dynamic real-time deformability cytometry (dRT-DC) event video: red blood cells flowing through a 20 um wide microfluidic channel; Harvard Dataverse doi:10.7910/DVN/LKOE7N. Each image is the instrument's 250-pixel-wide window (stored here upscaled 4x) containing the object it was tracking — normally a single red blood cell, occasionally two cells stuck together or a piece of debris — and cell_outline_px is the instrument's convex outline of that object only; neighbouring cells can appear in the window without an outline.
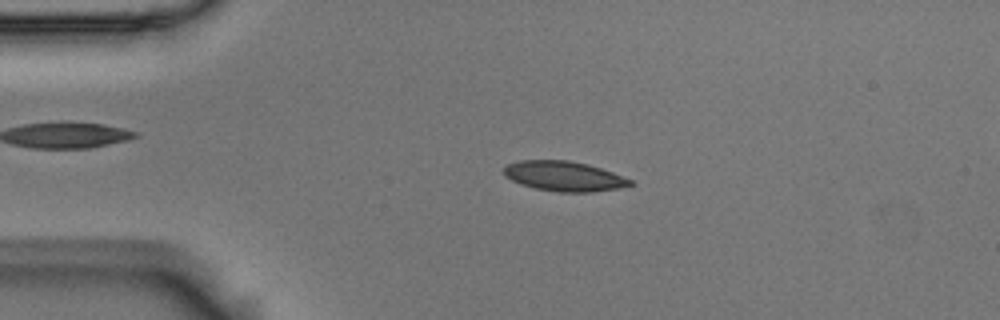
{"species": "Egyptian fruit bat (a non-hibernating species)", "species_latin": "Rousettus aegyptiacus", "temperature_condition": "room temperature", "stored_images_in_passage": 55, "camera_frame_rate_fps": 3000, "um_per_image_px": 0.085, "animal": {"sex": "male"}, "frame": {"image": 1, "passage_image": 11, "time_ms": 3.333, "image_size_px": [1000, 320], "cell_outline_px": [[632, 184], [620, 188], [592, 192], [560, 192], [536, 188], [520, 184], [504, 176], [504, 168], [508, 164], [520, 160], [568, 160], [588, 164], [612, 172], [632, 180]], "centroid_in_image_um": [47.93, 14.97], "position_along_channel_um": 37.1, "area_um2": 21.91}}
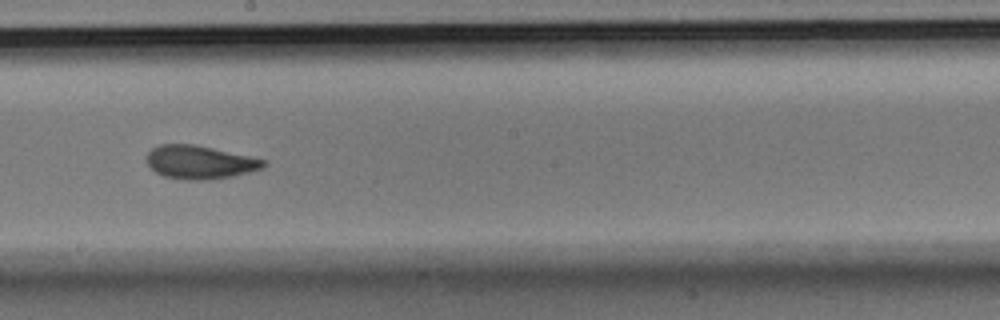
{"frame": {"image": 2, "passage_image": 30, "time_ms": 9.667, "image_size_px": [1000, 320], "cell_outline_px": [[268, 164], [264, 168], [232, 176], [208, 180], [184, 180], [164, 176], [156, 172], [144, 160], [148, 152], [152, 148], [160, 144], [196, 144], [268, 160]], "centroid_in_image_um": [16.99, 13.78], "position_along_channel_um": 231.2, "area_um2": 23.0}}
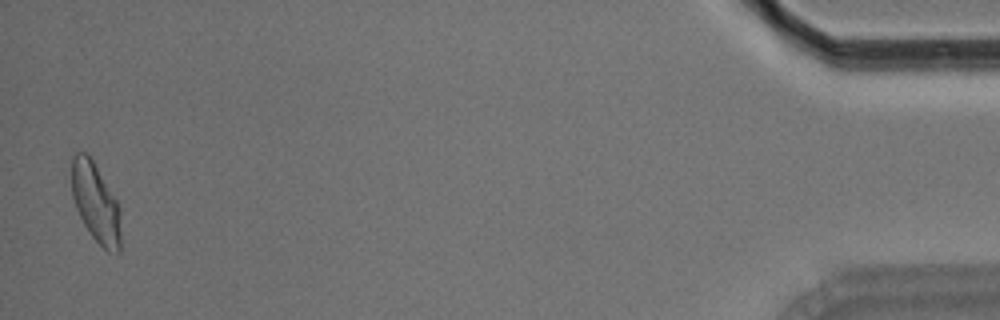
{"frame": {"image": 3, "passage_image": 54, "time_ms": 17.667, "image_size_px": [1000, 320], "cell_outline_px": [[120, 252], [108, 252], [92, 236], [84, 224], [76, 208], [72, 196], [72, 156], [76, 152], [84, 152], [92, 160], [116, 200], [120, 208]], "centroid_in_image_um": [8.13, 17.25], "position_along_channel_um": 427.1, "area_um2": 22.31}, "authors_computed_cell_mechanics": {"area_um2": 22.3108, "velocity_mm_per_s": 3.5701, "shape_relaxation_time_tau1_ms": 5.1141, "shape_relaxation_time_tau2_ms": 2.1027, "deformation_change_tau1": 0.1478, "deformation_change_tau2": 0.0737}}